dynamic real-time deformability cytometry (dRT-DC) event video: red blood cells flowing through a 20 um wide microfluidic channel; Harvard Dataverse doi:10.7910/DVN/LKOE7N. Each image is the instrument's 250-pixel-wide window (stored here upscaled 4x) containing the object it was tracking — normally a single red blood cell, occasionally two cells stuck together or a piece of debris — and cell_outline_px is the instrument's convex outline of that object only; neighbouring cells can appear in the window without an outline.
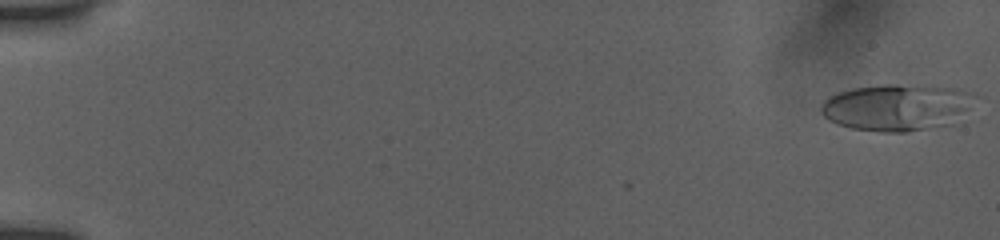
{"species": "human", "species_latin": "Homo sapiens", "temperature_condition": "room temperature", "stored_images_in_passage": 54, "camera_frame_rate_fps": 3000, "um_per_image_px": 0.085, "donor": {"sex": "female"}, "frame": {"image": 1, "passage_image": 1, "time_ms": 0.0, "image_size_px": [1000, 240], "cell_outline_px": [[976, 96], [968, 108], [952, 124], [908, 132], [880, 132], [852, 128], [836, 124], [828, 120], [820, 112], [820, 104], [828, 96], [836, 92], [856, 88], [884, 84], [896, 84], [952, 88], [976, 92]], "centroid_in_image_um": [76.19, 9.13], "position_along_channel_um": 8.8, "area_um2": 42.02}}
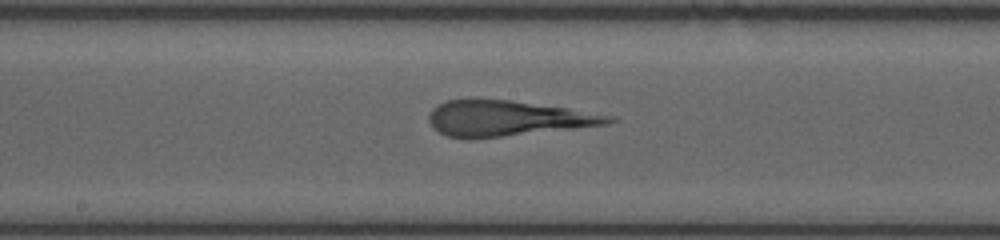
{"frame": {"image": 2, "passage_image": 30, "time_ms": 9.667, "image_size_px": [1000, 240], "cell_outline_px": [[616, 120], [608, 124], [504, 136], [468, 140], [448, 136], [432, 128], [428, 120], [428, 116], [432, 108], [436, 104], [448, 100], [472, 96], [508, 100], [568, 108], [616, 116]], "centroid_in_image_um": [43.03, 10.03], "position_along_channel_um": 205.2, "area_um2": 37.86}}
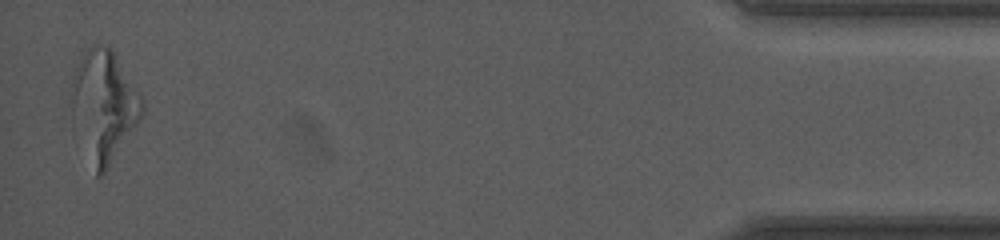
{"frame": {"image": 3, "passage_image": 53, "time_ms": 17.333, "image_size_px": [1000, 240], "cell_outline_px": [[144, 112], [104, 172], [100, 176], [96, 176], [72, 136], [72, 76], [80, 56], [92, 44], [108, 44], [112, 48], [140, 96], [144, 104]], "centroid_in_image_um": [8.73, 9.01], "position_along_channel_um": 426.5, "area_um2": 46.18}}